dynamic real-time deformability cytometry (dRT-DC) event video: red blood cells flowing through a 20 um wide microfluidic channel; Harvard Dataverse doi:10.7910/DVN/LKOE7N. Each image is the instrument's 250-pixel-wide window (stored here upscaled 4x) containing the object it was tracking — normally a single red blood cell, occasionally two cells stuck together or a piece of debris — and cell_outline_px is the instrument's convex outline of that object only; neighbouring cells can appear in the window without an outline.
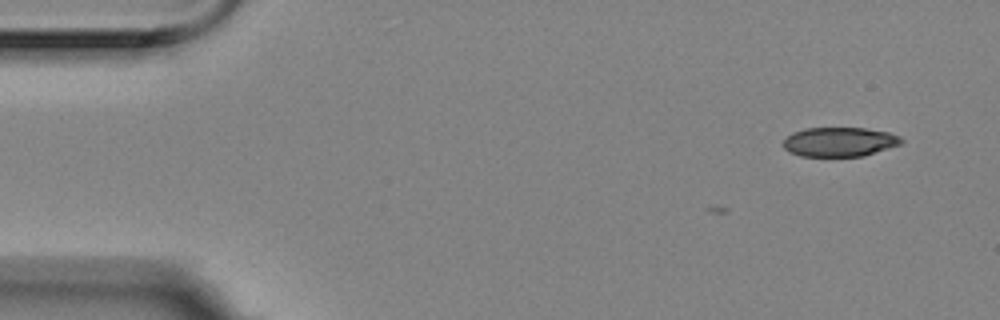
{"species": "Egyptian fruit bat (a non-hibernating species)", "species_latin": "Rousettus aegyptiacus", "temperature_condition": "room temperature", "stored_images_in_passage": 4, "camera_frame_rate_fps": 3000, "um_per_image_px": 0.085, "animal": {"sex": "female"}, "frame": {"image": 1, "passage_image": 1, "time_ms": 0.0, "image_size_px": [1000, 320], "cell_outline_px": [[904, 140], [900, 144], [864, 156], [800, 156], [784, 148], [784, 140], [792, 132], [804, 128], [864, 128], [888, 132], [900, 136]], "centroid_in_image_um": [71.37, 12.05], "position_along_channel_um": 13.6, "area_um2": 20.06}}
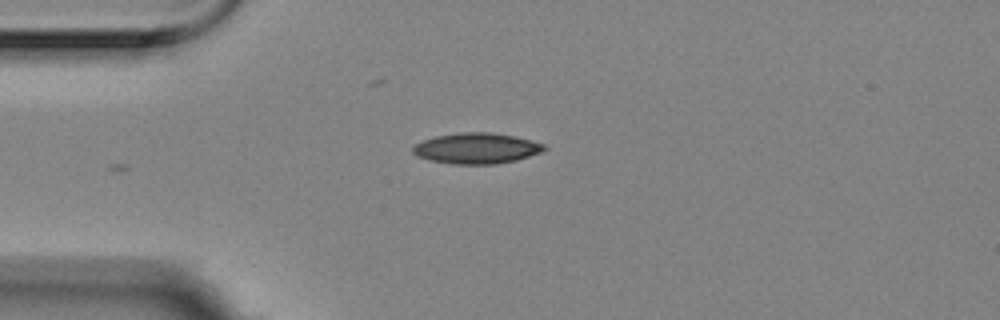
{"frame": {"image": 2, "passage_image": 4, "time_ms": 1.0, "image_size_px": [1000, 320], "cell_outline_px": [[548, 148], [540, 152], [516, 160], [496, 164], [452, 164], [428, 160], [416, 156], [412, 152], [412, 148], [416, 144], [424, 140], [436, 136], [460, 132], [488, 132], [512, 136], [544, 144]], "centroid_in_image_um": [40.46, 12.61], "position_along_channel_um": 44.5, "area_um2": 23.35}}